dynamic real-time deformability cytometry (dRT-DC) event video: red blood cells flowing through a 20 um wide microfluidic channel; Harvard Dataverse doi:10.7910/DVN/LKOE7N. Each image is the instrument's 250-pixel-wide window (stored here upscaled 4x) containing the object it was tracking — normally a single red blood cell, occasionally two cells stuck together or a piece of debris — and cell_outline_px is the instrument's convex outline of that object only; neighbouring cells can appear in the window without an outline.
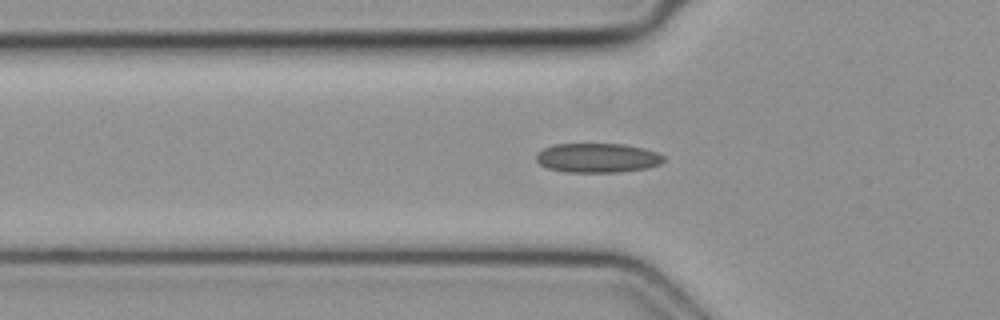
{"species": "common noctule bat (a hibernating species)", "species_latin": "Nyctalus noctula", "temperature_condition": "cold", "stored_images_in_passage": 37, "camera_frame_rate_fps": 3000, "um_per_image_px": 0.085, "animal": {"sex": "female", "body_mass_g": 19.3, "forearm_length_mm": 54.1}, "frame": {"image": 1, "passage_image": 10, "time_ms": 3.0, "image_size_px": [1000, 320], "cell_outline_px": [[664, 160], [660, 164], [648, 168], [620, 172], [564, 172], [548, 168], [540, 164], [536, 160], [536, 156], [544, 148], [552, 144], [624, 144], [644, 148], [656, 152], [664, 156]], "centroid_in_image_um": [50.8, 13.42], "position_along_channel_um": 75.0, "area_um2": 21.85}}
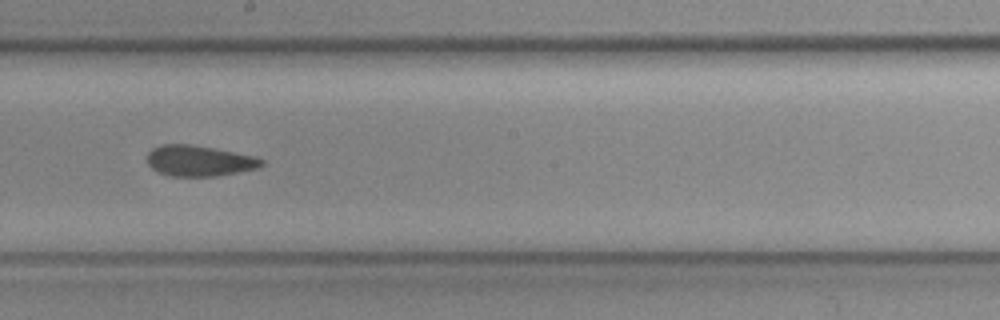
{"frame": {"image": 2, "passage_image": 21, "time_ms": 6.667, "image_size_px": [1000, 320], "cell_outline_px": [[264, 164], [260, 168], [216, 176], [168, 176], [152, 168], [148, 164], [148, 152], [152, 148], [164, 144], [188, 144], [212, 148], [256, 156], [264, 160]], "centroid_in_image_um": [16.96, 13.67], "position_along_channel_um": 231.2, "area_um2": 20.46}}
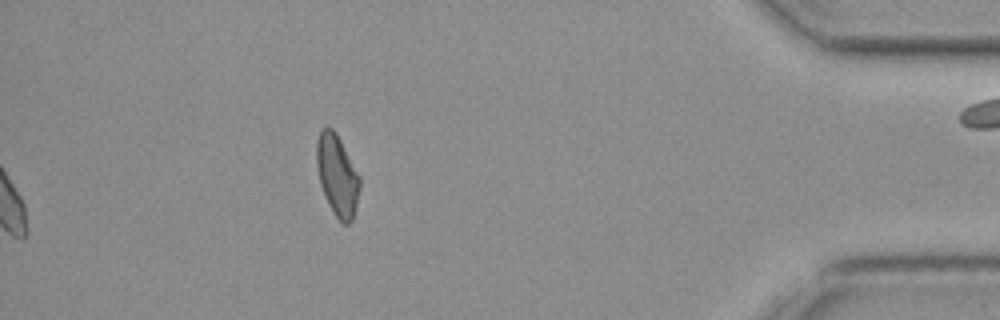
{"frame": {"image": 3, "passage_image": 37, "time_ms": 12.0, "image_size_px": [1000, 320], "cell_outline_px": [[360, 188], [352, 220], [348, 224], [344, 224], [336, 216], [328, 204], [320, 184], [316, 164], [316, 140], [320, 132], [324, 128], [332, 128], [336, 132], [360, 176]], "centroid_in_image_um": [28.65, 14.89], "position_along_channel_um": 406.5, "area_um2": 20.23}}